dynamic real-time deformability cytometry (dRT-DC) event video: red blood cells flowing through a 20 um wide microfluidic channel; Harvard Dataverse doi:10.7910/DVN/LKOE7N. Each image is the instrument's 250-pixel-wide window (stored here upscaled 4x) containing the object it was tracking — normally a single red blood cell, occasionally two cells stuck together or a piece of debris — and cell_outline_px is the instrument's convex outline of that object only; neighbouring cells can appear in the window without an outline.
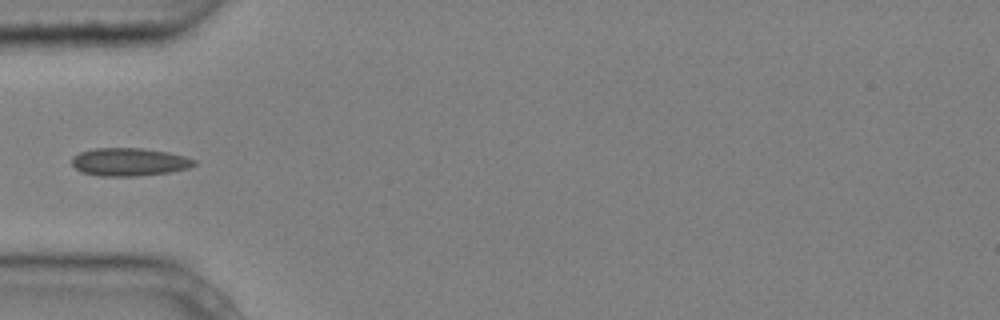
{"species": "common noctule bat (a hibernating species)", "species_latin": "Nyctalus noctula", "temperature_condition": "cold", "stored_images_in_passage": 5, "camera_frame_rate_fps": 3000, "um_per_image_px": 0.085, "animal": {"sex": "male", "body_mass_g": 20.4}, "frame": {"image": 1, "passage_image": 4, "time_ms": 1.0, "image_size_px": [1000, 320], "cell_outline_px": [[196, 164], [188, 168], [168, 172], [136, 176], [100, 176], [80, 172], [72, 164], [72, 156], [80, 152], [96, 148], [140, 148], [168, 152], [184, 156], [196, 160]], "centroid_in_image_um": [10.96, 13.76], "position_along_channel_um": 74.0, "area_um2": 19.88}}
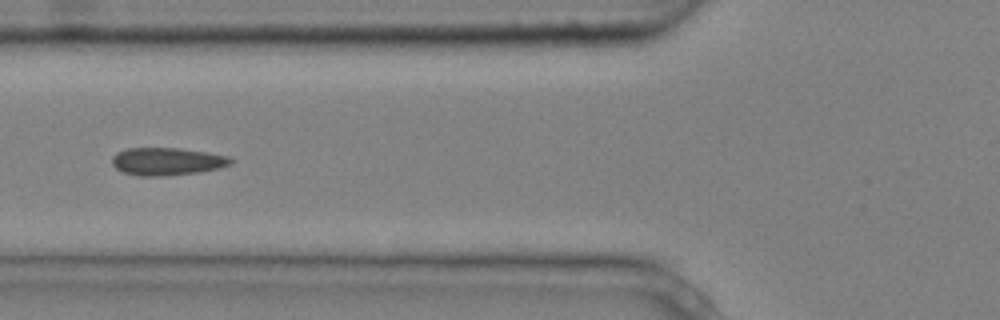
{"frame": {"image": 2, "passage_image": 5, "time_ms": 1.333, "image_size_px": [1000, 320], "cell_outline_px": [[236, 160], [232, 164], [220, 168], [196, 172], [164, 176], [140, 176], [124, 172], [116, 168], [112, 164], [112, 156], [116, 152], [128, 148], [180, 148], [228, 156]], "centroid_in_image_um": [14.2, 13.72], "position_along_channel_um": 111.6, "area_um2": 19.13}}